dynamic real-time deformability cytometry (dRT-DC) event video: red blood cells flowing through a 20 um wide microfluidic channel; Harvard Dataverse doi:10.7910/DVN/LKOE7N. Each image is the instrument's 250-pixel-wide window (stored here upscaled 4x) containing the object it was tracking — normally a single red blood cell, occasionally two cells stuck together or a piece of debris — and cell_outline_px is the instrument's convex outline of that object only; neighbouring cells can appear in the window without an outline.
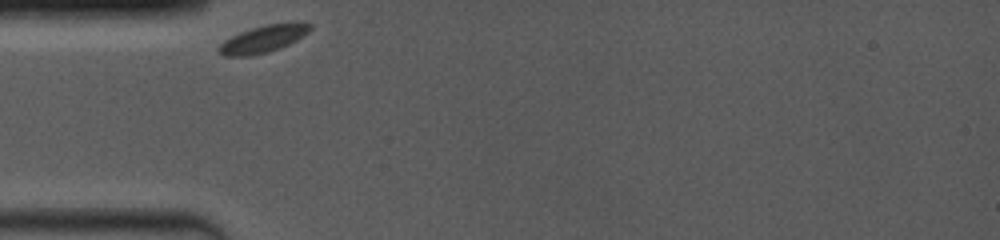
{"species": "common noctule bat (a hibernating species)", "species_latin": "Nyctalus noctula", "temperature_condition": "room temperature", "stored_images_in_passage": 2, "camera_frame_rate_fps": 4000, "um_per_image_px": 0.085, "animal": {"sex": "female", "body_mass_g": 19.0, "forearm_length_mm": 53.3}, "frame": {"image": 1, "passage_image": 1, "time_ms": 0.0, "image_size_px": [1000, 240], "cell_outline_px": [[312, 28], [308, 32], [296, 40], [280, 48], [268, 52], [248, 56], [224, 56], [216, 52], [216, 48], [224, 40], [240, 32], [252, 28], [268, 24], [296, 20], [312, 24]], "centroid_in_image_um": [22.39, 3.29], "position_along_channel_um": 62.6, "area_um2": 14.74}}